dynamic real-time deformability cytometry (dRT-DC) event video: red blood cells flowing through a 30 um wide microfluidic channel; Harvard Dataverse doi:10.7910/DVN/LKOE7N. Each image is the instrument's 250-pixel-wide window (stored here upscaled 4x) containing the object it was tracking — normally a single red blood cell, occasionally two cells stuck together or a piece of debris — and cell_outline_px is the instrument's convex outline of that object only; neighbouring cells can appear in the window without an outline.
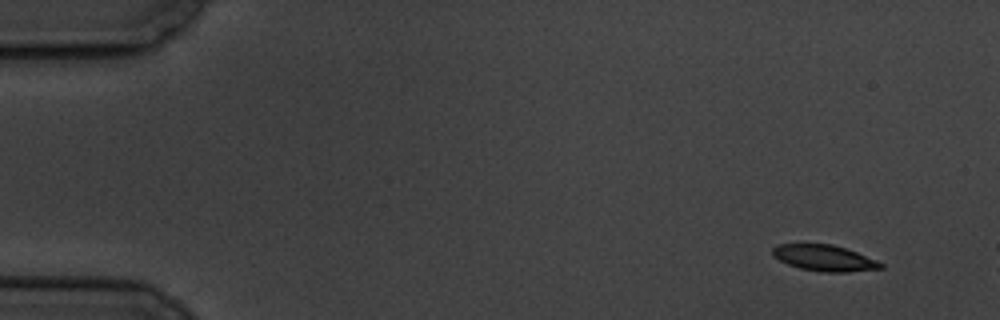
{"species": "common noctule bat (a hibernating species)", "species_latin": "Nyctalus noctula", "temperature_condition": "cold", "stored_images_in_passage": 4, "camera_frame_rate_fps": 3000, "um_per_image_px": 0.085, "animal": {"sex": "male", "body_mass_g": 19.5, "forearm_length_mm": 54.6}, "frame": {"image": 1, "passage_image": 1, "time_ms": 0.0, "image_size_px": [1000, 320], "cell_outline_px": [[884, 268], [848, 272], [824, 272], [800, 268], [788, 264], [772, 256], [772, 248], [776, 244], [832, 244], [856, 252], [876, 260], [884, 264]], "centroid_in_image_um": [70.05, 21.93], "position_along_channel_um": 14.9, "area_um2": 16.36}}